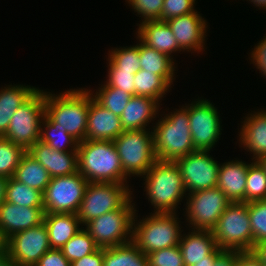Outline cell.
<instances>
[{"mask_svg": "<svg viewBox=\"0 0 266 266\" xmlns=\"http://www.w3.org/2000/svg\"><path fill=\"white\" fill-rule=\"evenodd\" d=\"M71 266H103V248H98L92 254L75 260Z\"/></svg>", "mask_w": 266, "mask_h": 266, "instance_id": "45", "label": "cell"}, {"mask_svg": "<svg viewBox=\"0 0 266 266\" xmlns=\"http://www.w3.org/2000/svg\"><path fill=\"white\" fill-rule=\"evenodd\" d=\"M133 196L119 209L101 215L84 225L99 248L114 247L132 241V223L136 211Z\"/></svg>", "mask_w": 266, "mask_h": 266, "instance_id": "8", "label": "cell"}, {"mask_svg": "<svg viewBox=\"0 0 266 266\" xmlns=\"http://www.w3.org/2000/svg\"><path fill=\"white\" fill-rule=\"evenodd\" d=\"M77 151L78 172L89 183H128L113 141L84 140Z\"/></svg>", "mask_w": 266, "mask_h": 266, "instance_id": "1", "label": "cell"}, {"mask_svg": "<svg viewBox=\"0 0 266 266\" xmlns=\"http://www.w3.org/2000/svg\"><path fill=\"white\" fill-rule=\"evenodd\" d=\"M159 118L153 126V141L157 160L175 162L196 151L192 143L188 105Z\"/></svg>", "mask_w": 266, "mask_h": 266, "instance_id": "4", "label": "cell"}, {"mask_svg": "<svg viewBox=\"0 0 266 266\" xmlns=\"http://www.w3.org/2000/svg\"><path fill=\"white\" fill-rule=\"evenodd\" d=\"M218 248L228 251L252 252L253 233L248 202H231L212 230Z\"/></svg>", "mask_w": 266, "mask_h": 266, "instance_id": "6", "label": "cell"}, {"mask_svg": "<svg viewBox=\"0 0 266 266\" xmlns=\"http://www.w3.org/2000/svg\"><path fill=\"white\" fill-rule=\"evenodd\" d=\"M147 256L149 266H185L179 245L151 252Z\"/></svg>", "mask_w": 266, "mask_h": 266, "instance_id": "39", "label": "cell"}, {"mask_svg": "<svg viewBox=\"0 0 266 266\" xmlns=\"http://www.w3.org/2000/svg\"><path fill=\"white\" fill-rule=\"evenodd\" d=\"M256 45L254 50L249 53L251 55L249 59L253 65H255L256 69H258L263 76H266V36Z\"/></svg>", "mask_w": 266, "mask_h": 266, "instance_id": "43", "label": "cell"}, {"mask_svg": "<svg viewBox=\"0 0 266 266\" xmlns=\"http://www.w3.org/2000/svg\"><path fill=\"white\" fill-rule=\"evenodd\" d=\"M209 153L210 151L196 150L175 161L186 192L193 193L217 186L220 163Z\"/></svg>", "mask_w": 266, "mask_h": 266, "instance_id": "14", "label": "cell"}, {"mask_svg": "<svg viewBox=\"0 0 266 266\" xmlns=\"http://www.w3.org/2000/svg\"><path fill=\"white\" fill-rule=\"evenodd\" d=\"M197 10L186 15L171 18L166 22L170 26L179 47L183 51L200 53L205 47L208 29L206 19ZM207 28V29H206ZM194 51V52H193Z\"/></svg>", "mask_w": 266, "mask_h": 266, "instance_id": "16", "label": "cell"}, {"mask_svg": "<svg viewBox=\"0 0 266 266\" xmlns=\"http://www.w3.org/2000/svg\"><path fill=\"white\" fill-rule=\"evenodd\" d=\"M248 1V0H247ZM251 3L255 5V7H258L259 10L262 8L263 10H266V0H249Z\"/></svg>", "mask_w": 266, "mask_h": 266, "instance_id": "53", "label": "cell"}, {"mask_svg": "<svg viewBox=\"0 0 266 266\" xmlns=\"http://www.w3.org/2000/svg\"><path fill=\"white\" fill-rule=\"evenodd\" d=\"M245 186V202L266 200V173L257 162H250Z\"/></svg>", "mask_w": 266, "mask_h": 266, "instance_id": "37", "label": "cell"}, {"mask_svg": "<svg viewBox=\"0 0 266 266\" xmlns=\"http://www.w3.org/2000/svg\"><path fill=\"white\" fill-rule=\"evenodd\" d=\"M128 184L90 182L76 213L82 226L107 212L121 208L133 195Z\"/></svg>", "mask_w": 266, "mask_h": 266, "instance_id": "9", "label": "cell"}, {"mask_svg": "<svg viewBox=\"0 0 266 266\" xmlns=\"http://www.w3.org/2000/svg\"><path fill=\"white\" fill-rule=\"evenodd\" d=\"M123 131L120 117L100 105L90 91L86 140L113 141Z\"/></svg>", "mask_w": 266, "mask_h": 266, "instance_id": "19", "label": "cell"}, {"mask_svg": "<svg viewBox=\"0 0 266 266\" xmlns=\"http://www.w3.org/2000/svg\"><path fill=\"white\" fill-rule=\"evenodd\" d=\"M103 266H149L144 255L132 242L103 248Z\"/></svg>", "mask_w": 266, "mask_h": 266, "instance_id": "29", "label": "cell"}, {"mask_svg": "<svg viewBox=\"0 0 266 266\" xmlns=\"http://www.w3.org/2000/svg\"><path fill=\"white\" fill-rule=\"evenodd\" d=\"M40 141L62 152H78L79 142L59 127L46 113L41 122Z\"/></svg>", "mask_w": 266, "mask_h": 266, "instance_id": "30", "label": "cell"}, {"mask_svg": "<svg viewBox=\"0 0 266 266\" xmlns=\"http://www.w3.org/2000/svg\"><path fill=\"white\" fill-rule=\"evenodd\" d=\"M159 109L161 110L160 103L155 99L139 95L131 96L120 116L124 131L150 129L147 128L150 122L154 121L157 116L159 118Z\"/></svg>", "mask_w": 266, "mask_h": 266, "instance_id": "23", "label": "cell"}, {"mask_svg": "<svg viewBox=\"0 0 266 266\" xmlns=\"http://www.w3.org/2000/svg\"><path fill=\"white\" fill-rule=\"evenodd\" d=\"M129 6H132L134 12L143 18L142 22L147 20H161L164 0H126Z\"/></svg>", "mask_w": 266, "mask_h": 266, "instance_id": "40", "label": "cell"}, {"mask_svg": "<svg viewBox=\"0 0 266 266\" xmlns=\"http://www.w3.org/2000/svg\"><path fill=\"white\" fill-rule=\"evenodd\" d=\"M252 252L261 261L262 265L266 266V241L257 244Z\"/></svg>", "mask_w": 266, "mask_h": 266, "instance_id": "49", "label": "cell"}, {"mask_svg": "<svg viewBox=\"0 0 266 266\" xmlns=\"http://www.w3.org/2000/svg\"><path fill=\"white\" fill-rule=\"evenodd\" d=\"M89 182L79 173L50 178L43 192L44 213L78 212Z\"/></svg>", "mask_w": 266, "mask_h": 266, "instance_id": "12", "label": "cell"}, {"mask_svg": "<svg viewBox=\"0 0 266 266\" xmlns=\"http://www.w3.org/2000/svg\"><path fill=\"white\" fill-rule=\"evenodd\" d=\"M237 251L224 250L215 260L213 266H235Z\"/></svg>", "mask_w": 266, "mask_h": 266, "instance_id": "47", "label": "cell"}, {"mask_svg": "<svg viewBox=\"0 0 266 266\" xmlns=\"http://www.w3.org/2000/svg\"><path fill=\"white\" fill-rule=\"evenodd\" d=\"M27 152L48 171L51 178L78 172V152L57 151L40 140Z\"/></svg>", "mask_w": 266, "mask_h": 266, "instance_id": "17", "label": "cell"}, {"mask_svg": "<svg viewBox=\"0 0 266 266\" xmlns=\"http://www.w3.org/2000/svg\"><path fill=\"white\" fill-rule=\"evenodd\" d=\"M137 37L148 47L173 59L172 53L183 52L166 21L147 20L137 24ZM172 55V56H171Z\"/></svg>", "mask_w": 266, "mask_h": 266, "instance_id": "20", "label": "cell"}, {"mask_svg": "<svg viewBox=\"0 0 266 266\" xmlns=\"http://www.w3.org/2000/svg\"><path fill=\"white\" fill-rule=\"evenodd\" d=\"M39 88L30 85H6L0 89V137H4L10 120L17 109L25 103Z\"/></svg>", "mask_w": 266, "mask_h": 266, "instance_id": "26", "label": "cell"}, {"mask_svg": "<svg viewBox=\"0 0 266 266\" xmlns=\"http://www.w3.org/2000/svg\"><path fill=\"white\" fill-rule=\"evenodd\" d=\"M135 211L132 223V242L144 254L176 246L180 242V218L177 213H150L137 220Z\"/></svg>", "mask_w": 266, "mask_h": 266, "instance_id": "5", "label": "cell"}, {"mask_svg": "<svg viewBox=\"0 0 266 266\" xmlns=\"http://www.w3.org/2000/svg\"><path fill=\"white\" fill-rule=\"evenodd\" d=\"M90 89H69L59 94L45 91V113L78 142L86 140Z\"/></svg>", "mask_w": 266, "mask_h": 266, "instance_id": "2", "label": "cell"}, {"mask_svg": "<svg viewBox=\"0 0 266 266\" xmlns=\"http://www.w3.org/2000/svg\"><path fill=\"white\" fill-rule=\"evenodd\" d=\"M43 222L48 230L51 249H61L83 228L80 219L74 213L44 214Z\"/></svg>", "mask_w": 266, "mask_h": 266, "instance_id": "25", "label": "cell"}, {"mask_svg": "<svg viewBox=\"0 0 266 266\" xmlns=\"http://www.w3.org/2000/svg\"><path fill=\"white\" fill-rule=\"evenodd\" d=\"M107 61L117 71H132V74H136L140 70L139 43L130 47L111 48Z\"/></svg>", "mask_w": 266, "mask_h": 266, "instance_id": "35", "label": "cell"}, {"mask_svg": "<svg viewBox=\"0 0 266 266\" xmlns=\"http://www.w3.org/2000/svg\"><path fill=\"white\" fill-rule=\"evenodd\" d=\"M13 178L43 194L51 177L48 171L26 151L21 157Z\"/></svg>", "mask_w": 266, "mask_h": 266, "instance_id": "28", "label": "cell"}, {"mask_svg": "<svg viewBox=\"0 0 266 266\" xmlns=\"http://www.w3.org/2000/svg\"><path fill=\"white\" fill-rule=\"evenodd\" d=\"M5 201L23 207H43V194L11 177L7 181Z\"/></svg>", "mask_w": 266, "mask_h": 266, "instance_id": "32", "label": "cell"}, {"mask_svg": "<svg viewBox=\"0 0 266 266\" xmlns=\"http://www.w3.org/2000/svg\"><path fill=\"white\" fill-rule=\"evenodd\" d=\"M7 239L5 238L2 230L0 229V257L7 254Z\"/></svg>", "mask_w": 266, "mask_h": 266, "instance_id": "51", "label": "cell"}, {"mask_svg": "<svg viewBox=\"0 0 266 266\" xmlns=\"http://www.w3.org/2000/svg\"><path fill=\"white\" fill-rule=\"evenodd\" d=\"M44 207H23L4 201L0 206V229L8 240L14 234L43 223Z\"/></svg>", "mask_w": 266, "mask_h": 266, "instance_id": "18", "label": "cell"}, {"mask_svg": "<svg viewBox=\"0 0 266 266\" xmlns=\"http://www.w3.org/2000/svg\"><path fill=\"white\" fill-rule=\"evenodd\" d=\"M190 230L187 234L181 235L178 244L185 266H192L200 260H207V256L218 247L212 231Z\"/></svg>", "mask_w": 266, "mask_h": 266, "instance_id": "24", "label": "cell"}, {"mask_svg": "<svg viewBox=\"0 0 266 266\" xmlns=\"http://www.w3.org/2000/svg\"><path fill=\"white\" fill-rule=\"evenodd\" d=\"M108 70L105 81L107 85L124 90L132 96L135 95V74H132V71H117L110 63Z\"/></svg>", "mask_w": 266, "mask_h": 266, "instance_id": "41", "label": "cell"}, {"mask_svg": "<svg viewBox=\"0 0 266 266\" xmlns=\"http://www.w3.org/2000/svg\"><path fill=\"white\" fill-rule=\"evenodd\" d=\"M250 163L242 160H230L220 164L217 188L220 189L231 202H245V186Z\"/></svg>", "mask_w": 266, "mask_h": 266, "instance_id": "22", "label": "cell"}, {"mask_svg": "<svg viewBox=\"0 0 266 266\" xmlns=\"http://www.w3.org/2000/svg\"><path fill=\"white\" fill-rule=\"evenodd\" d=\"M92 92L93 98L104 108L112 111L116 116H121L126 108L131 96L124 90L111 87L106 83L102 84L98 90ZM94 93V94H93Z\"/></svg>", "mask_w": 266, "mask_h": 266, "instance_id": "33", "label": "cell"}, {"mask_svg": "<svg viewBox=\"0 0 266 266\" xmlns=\"http://www.w3.org/2000/svg\"><path fill=\"white\" fill-rule=\"evenodd\" d=\"M145 181L146 197L154 213H176L187 196L180 169L175 162L157 160L141 177Z\"/></svg>", "mask_w": 266, "mask_h": 266, "instance_id": "3", "label": "cell"}, {"mask_svg": "<svg viewBox=\"0 0 266 266\" xmlns=\"http://www.w3.org/2000/svg\"><path fill=\"white\" fill-rule=\"evenodd\" d=\"M188 104V118L195 150L211 151L218 142L222 130L220 114L212 102L195 99Z\"/></svg>", "mask_w": 266, "mask_h": 266, "instance_id": "13", "label": "cell"}, {"mask_svg": "<svg viewBox=\"0 0 266 266\" xmlns=\"http://www.w3.org/2000/svg\"><path fill=\"white\" fill-rule=\"evenodd\" d=\"M186 220L193 230H210L216 226L230 199L217 187L187 193Z\"/></svg>", "mask_w": 266, "mask_h": 266, "instance_id": "11", "label": "cell"}, {"mask_svg": "<svg viewBox=\"0 0 266 266\" xmlns=\"http://www.w3.org/2000/svg\"><path fill=\"white\" fill-rule=\"evenodd\" d=\"M260 110L247 114L239 132V145L253 154L252 161L266 155V112Z\"/></svg>", "mask_w": 266, "mask_h": 266, "instance_id": "21", "label": "cell"}, {"mask_svg": "<svg viewBox=\"0 0 266 266\" xmlns=\"http://www.w3.org/2000/svg\"><path fill=\"white\" fill-rule=\"evenodd\" d=\"M248 212L255 247L266 241V200L248 202Z\"/></svg>", "mask_w": 266, "mask_h": 266, "instance_id": "38", "label": "cell"}, {"mask_svg": "<svg viewBox=\"0 0 266 266\" xmlns=\"http://www.w3.org/2000/svg\"><path fill=\"white\" fill-rule=\"evenodd\" d=\"M134 84L135 95L152 98L159 103L172 88L162 76L141 69L135 74Z\"/></svg>", "mask_w": 266, "mask_h": 266, "instance_id": "31", "label": "cell"}, {"mask_svg": "<svg viewBox=\"0 0 266 266\" xmlns=\"http://www.w3.org/2000/svg\"><path fill=\"white\" fill-rule=\"evenodd\" d=\"M7 181L8 178L0 176V206L5 201Z\"/></svg>", "mask_w": 266, "mask_h": 266, "instance_id": "50", "label": "cell"}, {"mask_svg": "<svg viewBox=\"0 0 266 266\" xmlns=\"http://www.w3.org/2000/svg\"><path fill=\"white\" fill-rule=\"evenodd\" d=\"M50 249L44 222L14 234L7 241V254L18 266H34Z\"/></svg>", "mask_w": 266, "mask_h": 266, "instance_id": "15", "label": "cell"}, {"mask_svg": "<svg viewBox=\"0 0 266 266\" xmlns=\"http://www.w3.org/2000/svg\"><path fill=\"white\" fill-rule=\"evenodd\" d=\"M98 248L94 239L82 228L60 250L64 257L72 263L75 260L92 254Z\"/></svg>", "mask_w": 266, "mask_h": 266, "instance_id": "34", "label": "cell"}, {"mask_svg": "<svg viewBox=\"0 0 266 266\" xmlns=\"http://www.w3.org/2000/svg\"><path fill=\"white\" fill-rule=\"evenodd\" d=\"M34 266H71L60 249L48 250Z\"/></svg>", "mask_w": 266, "mask_h": 266, "instance_id": "44", "label": "cell"}, {"mask_svg": "<svg viewBox=\"0 0 266 266\" xmlns=\"http://www.w3.org/2000/svg\"><path fill=\"white\" fill-rule=\"evenodd\" d=\"M196 0H164L162 21L194 12Z\"/></svg>", "mask_w": 266, "mask_h": 266, "instance_id": "42", "label": "cell"}, {"mask_svg": "<svg viewBox=\"0 0 266 266\" xmlns=\"http://www.w3.org/2000/svg\"><path fill=\"white\" fill-rule=\"evenodd\" d=\"M113 143L127 177H142L157 161L150 129L125 130Z\"/></svg>", "mask_w": 266, "mask_h": 266, "instance_id": "7", "label": "cell"}, {"mask_svg": "<svg viewBox=\"0 0 266 266\" xmlns=\"http://www.w3.org/2000/svg\"><path fill=\"white\" fill-rule=\"evenodd\" d=\"M257 162L262 166V168L265 170L266 173V155L259 158Z\"/></svg>", "mask_w": 266, "mask_h": 266, "instance_id": "54", "label": "cell"}, {"mask_svg": "<svg viewBox=\"0 0 266 266\" xmlns=\"http://www.w3.org/2000/svg\"><path fill=\"white\" fill-rule=\"evenodd\" d=\"M136 38L139 40L140 69L160 75L172 85L176 73L175 60L166 54L148 47L138 37Z\"/></svg>", "mask_w": 266, "mask_h": 266, "instance_id": "27", "label": "cell"}, {"mask_svg": "<svg viewBox=\"0 0 266 266\" xmlns=\"http://www.w3.org/2000/svg\"><path fill=\"white\" fill-rule=\"evenodd\" d=\"M25 153L26 150L22 146L0 137V176L13 177Z\"/></svg>", "mask_w": 266, "mask_h": 266, "instance_id": "36", "label": "cell"}, {"mask_svg": "<svg viewBox=\"0 0 266 266\" xmlns=\"http://www.w3.org/2000/svg\"><path fill=\"white\" fill-rule=\"evenodd\" d=\"M45 114V91L38 89L15 112L4 138L26 151L40 140L41 122Z\"/></svg>", "mask_w": 266, "mask_h": 266, "instance_id": "10", "label": "cell"}, {"mask_svg": "<svg viewBox=\"0 0 266 266\" xmlns=\"http://www.w3.org/2000/svg\"><path fill=\"white\" fill-rule=\"evenodd\" d=\"M235 266H263L253 252H238Z\"/></svg>", "mask_w": 266, "mask_h": 266, "instance_id": "46", "label": "cell"}, {"mask_svg": "<svg viewBox=\"0 0 266 266\" xmlns=\"http://www.w3.org/2000/svg\"><path fill=\"white\" fill-rule=\"evenodd\" d=\"M0 266H18L8 254L0 257Z\"/></svg>", "mask_w": 266, "mask_h": 266, "instance_id": "52", "label": "cell"}, {"mask_svg": "<svg viewBox=\"0 0 266 266\" xmlns=\"http://www.w3.org/2000/svg\"><path fill=\"white\" fill-rule=\"evenodd\" d=\"M221 248H216L210 255L207 256V260H200L192 266H213L216 258L223 252Z\"/></svg>", "mask_w": 266, "mask_h": 266, "instance_id": "48", "label": "cell"}]
</instances>
